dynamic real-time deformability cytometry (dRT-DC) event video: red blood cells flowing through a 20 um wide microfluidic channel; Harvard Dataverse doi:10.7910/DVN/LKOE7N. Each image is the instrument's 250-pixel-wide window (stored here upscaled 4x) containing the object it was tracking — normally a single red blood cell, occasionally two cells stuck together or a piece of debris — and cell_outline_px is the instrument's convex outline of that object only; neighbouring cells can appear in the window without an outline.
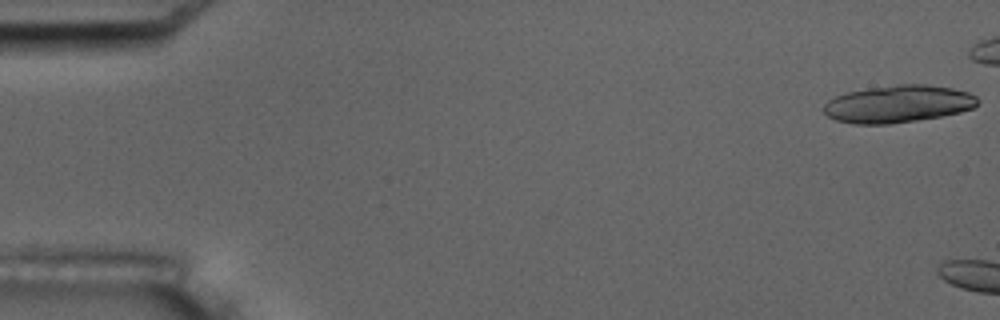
{"species": "common noctule bat (a hibernating species)", "species_latin": "Nyctalus noctula", "temperature_condition": "room temperature", "stored_images_in_passage": 2, "camera_frame_rate_fps": 3000, "um_per_image_px": 0.085, "animal": {"sex": "male", "body_mass_g": 17.5, "forearm_length_mm": 52.3}, "frame": {"image": 1, "passage_image": 1, "time_ms": 0.0, "image_size_px": [1000, 320], "cell_outline_px": [[980, 100], [972, 108], [960, 112], [940, 116], [916, 120], [888, 124], [852, 124], [836, 120], [828, 116], [824, 112], [824, 104], [828, 100], [836, 96], [848, 92], [868, 88], [896, 84], [928, 84], [952, 88], [968, 92], [976, 96]], "centroid_in_image_um": [76.33, 8.83], "position_along_channel_um": 8.7, "area_um2": 33.47}}